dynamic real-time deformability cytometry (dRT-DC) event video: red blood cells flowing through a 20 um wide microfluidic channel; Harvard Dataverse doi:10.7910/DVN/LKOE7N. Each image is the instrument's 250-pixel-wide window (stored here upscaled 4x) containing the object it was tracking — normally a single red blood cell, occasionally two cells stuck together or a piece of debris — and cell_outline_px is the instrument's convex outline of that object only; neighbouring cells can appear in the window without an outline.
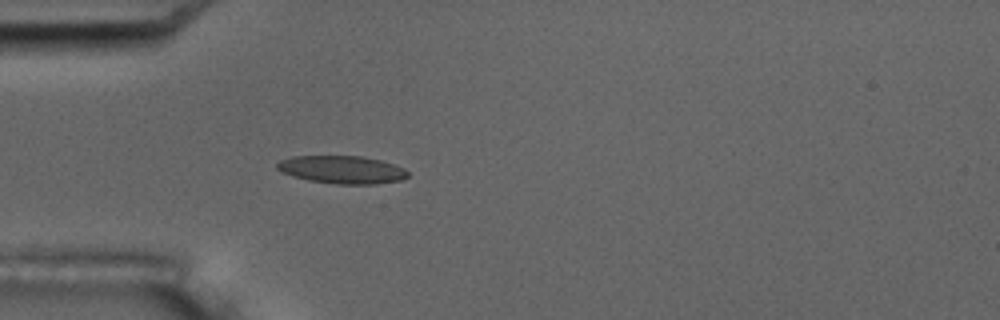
{"species": "common noctule bat (a hibernating species)", "species_latin": "Nyctalus noctula", "temperature_condition": "room temperature", "stored_images_in_passage": 5, "camera_frame_rate_fps": 3000, "um_per_image_px": 0.085, "animal": {"sex": "male", "body_mass_g": 17.5, "forearm_length_mm": 52.3}, "frame": {"image": 1, "passage_image": 5, "time_ms": 4.667, "image_size_px": [1000, 320], "cell_outline_px": [[408, 176], [400, 180], [376, 184], [336, 184], [308, 180], [292, 176], [276, 168], [276, 164], [280, 160], [292, 156], [360, 156], [380, 160], [404, 168], [408, 172]], "centroid_in_image_um": [29.06, 14.42], "position_along_channel_um": 55.9, "area_um2": 21.1}}